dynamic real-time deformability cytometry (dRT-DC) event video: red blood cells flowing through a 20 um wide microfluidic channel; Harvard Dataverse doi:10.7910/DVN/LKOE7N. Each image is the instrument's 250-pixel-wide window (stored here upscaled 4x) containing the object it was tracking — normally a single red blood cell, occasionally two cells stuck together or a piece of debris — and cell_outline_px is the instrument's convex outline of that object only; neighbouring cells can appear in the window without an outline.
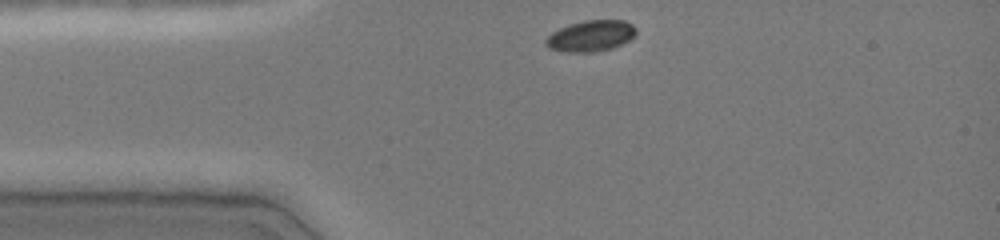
{"species": "common noctule bat (a hibernating species)", "species_latin": "Nyctalus noctula", "temperature_condition": "cold", "stored_images_in_passage": 32, "camera_frame_rate_fps": 3000, "um_per_image_px": 0.085, "animal": {"sex": "female", "body_mass_g": 19.0, "forearm_length_mm": 51.5}, "frame": {"image": 1, "passage_image": 1, "time_ms": 0.0, "image_size_px": [1000, 240], "cell_outline_px": [[636, 32], [628, 40], [612, 48], [592, 52], [564, 52], [548, 48], [544, 44], [544, 40], [552, 32], [568, 24], [584, 20], [624, 20], [632, 24], [636, 28]], "centroid_in_image_um": [50.17, 3.05], "position_along_channel_um": 34.8, "area_um2": 16.36}}
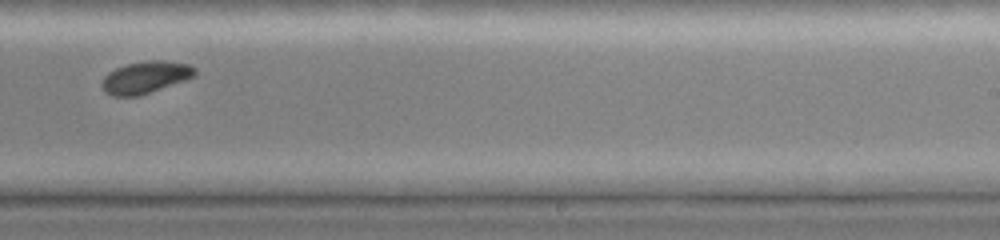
{"frame": {"image": 2, "passage_image": 21, "time_ms": 6.667, "image_size_px": [1000, 240], "cell_outline_px": [[196, 76], [140, 96], [112, 96], [104, 92], [100, 84], [104, 76], [108, 72], [124, 64], [148, 60], [164, 60], [188, 64], [196, 68]], "centroid_in_image_um": [12.34, 6.57], "position_along_channel_um": 276.7, "area_um2": 17.63}}
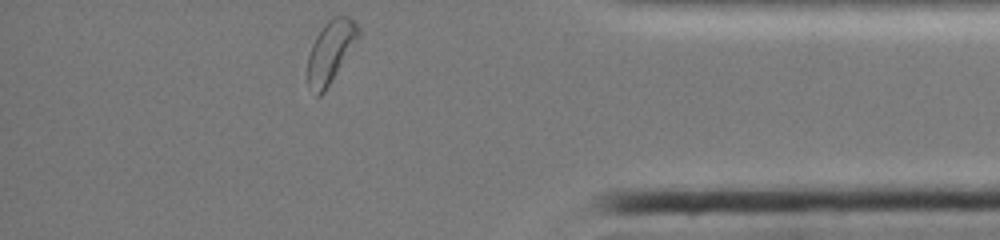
{"frame": {"image": 3, "passage_image": 32, "time_ms": 10.333, "image_size_px": [1000, 240], "cell_outline_px": [[360, 32], [356, 40], [324, 92], [320, 96], [316, 96], [308, 84], [308, 56], [312, 44], [316, 36], [328, 20], [332, 16], [348, 16], [360, 28]], "centroid_in_image_um": [28.07, 4.37], "position_along_channel_um": 407.1, "area_um2": 17.69}, "authors_computed_cell_mechanics": {"area_um2": 18.0625, "velocity_mm_per_s": 4.0209, "shape_relaxation_time_tau1_ms": 1.9306, "shape_relaxation_time_tau2_ms": null, "deformation_change_tau1": 0.0886, "deformation_change_tau2": null}}